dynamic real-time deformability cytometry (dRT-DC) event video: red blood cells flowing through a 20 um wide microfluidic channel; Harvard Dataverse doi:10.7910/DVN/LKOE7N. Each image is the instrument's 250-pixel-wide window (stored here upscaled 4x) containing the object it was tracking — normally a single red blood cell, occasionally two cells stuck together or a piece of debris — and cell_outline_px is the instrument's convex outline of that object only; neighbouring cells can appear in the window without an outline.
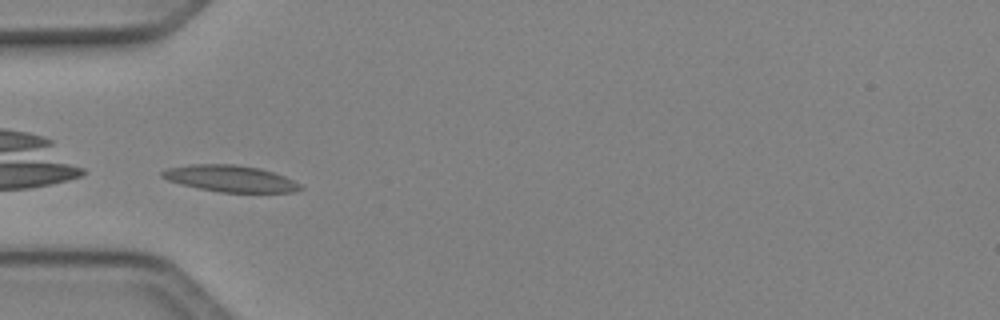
{"species": "Egyptian fruit bat (a non-hibernating species)", "species_latin": "Rousettus aegyptiacus", "temperature_condition": "cold", "stored_images_in_passage": 35, "camera_frame_rate_fps": 3000, "um_per_image_px": 0.085, "animal": {"sex": "female"}, "frame": {"image": 1, "passage_image": 1, "time_ms": 0.0, "image_size_px": [1000, 320], "cell_outline_px": [[304, 188], [296, 192], [220, 192], [180, 184], [168, 180], [160, 176], [160, 172], [168, 168], [192, 164], [236, 164], [260, 168], [284, 176], [300, 184]], "centroid_in_image_um": [19.57, 15.17], "position_along_channel_um": 65.4, "area_um2": 21.27}}
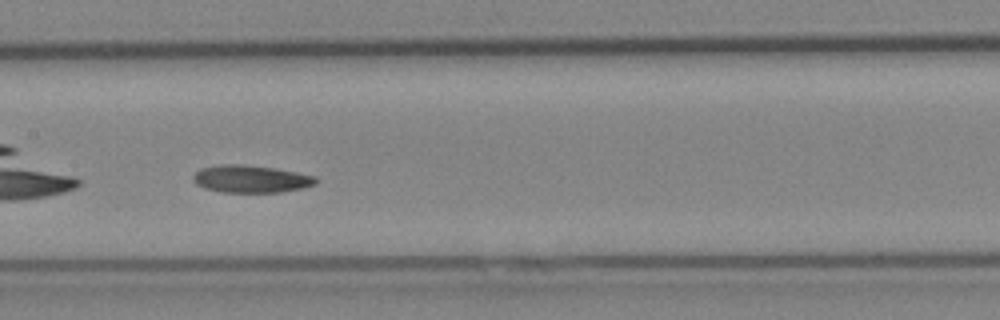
{"frame": {"image": 2, "passage_image": 10, "time_ms": 3.0, "image_size_px": [1000, 320], "cell_outline_px": [[316, 184], [300, 188], [280, 192], [220, 192], [204, 188], [196, 184], [192, 180], [192, 176], [200, 168], [220, 164], [240, 164], [272, 168], [296, 172], [316, 176]], "centroid_in_image_um": [21.27, 15.21], "position_along_channel_um": 186.1, "area_um2": 19.54}}
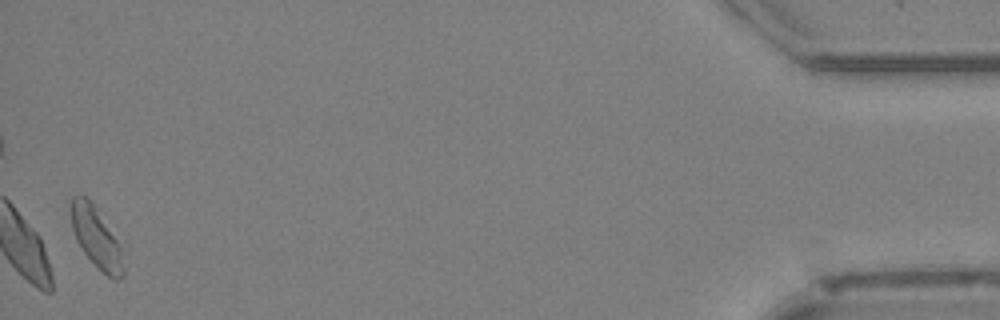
{"frame": {"image": 3, "passage_image": 34, "time_ms": 11.0, "image_size_px": [1000, 320], "cell_outline_px": [[124, 276], [116, 280], [112, 280], [84, 252], [76, 240], [72, 228], [68, 208], [68, 204], [72, 196], [88, 196], [116, 240], [120, 248], [124, 268]], "centroid_in_image_um": [8.12, 20.14], "position_along_channel_um": 427.1, "area_um2": 18.21}, "authors_computed_cell_mechanics": {"area_um2": 19.074, "velocity_mm_per_s": 4.0806, "shape_relaxation_time_tau1_ms": 5.4215, "shape_relaxation_time_tau2_ms": null, "deformation_change_tau1": 0.1159, "deformation_change_tau2": null}}